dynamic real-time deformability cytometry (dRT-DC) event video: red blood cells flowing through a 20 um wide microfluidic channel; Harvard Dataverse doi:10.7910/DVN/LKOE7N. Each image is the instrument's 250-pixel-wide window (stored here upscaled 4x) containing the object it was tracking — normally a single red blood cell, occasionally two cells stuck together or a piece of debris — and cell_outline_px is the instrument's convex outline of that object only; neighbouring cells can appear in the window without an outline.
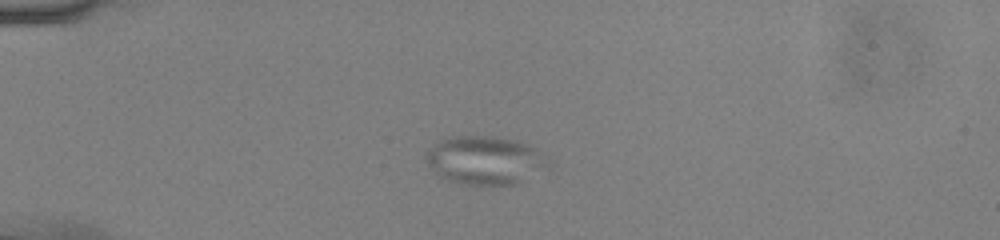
{"species": "common noctule bat (a hibernating species)", "species_latin": "Nyctalus noctula", "temperature_condition": "cold", "stored_images_in_passage": 39, "camera_frame_rate_fps": 3000, "um_per_image_px": 0.085, "animal": {"sex": "male", "body_mass_g": 13.0, "forearm_length_mm": 53.1}, "frame": {"image": 1, "passage_image": 1, "time_ms": 0.0, "image_size_px": [1000, 240], "cell_outline_px": [[552, 164], [548, 168], [516, 184], [468, 184], [448, 180], [432, 172], [424, 156], [440, 140], [452, 136], [484, 136], [512, 140], [528, 144], [548, 156]], "centroid_in_image_um": [41.27, 13.63], "position_along_channel_um": 43.7, "area_um2": 34.28}}
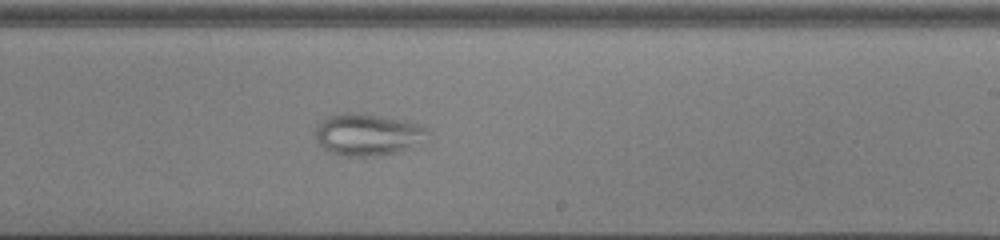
{"frame": {"image": 2, "passage_image": 20, "time_ms": 6.333, "image_size_px": [1000, 240], "cell_outline_px": [[432, 132], [408, 148], [392, 152], [372, 156], [340, 156], [328, 152], [320, 144], [316, 136], [316, 128], [328, 116], [348, 112], [352, 112], [380, 116], [404, 120], [420, 124], [428, 128]], "centroid_in_image_um": [31.24, 11.43], "position_along_channel_um": 257.8, "area_um2": 26.93}}
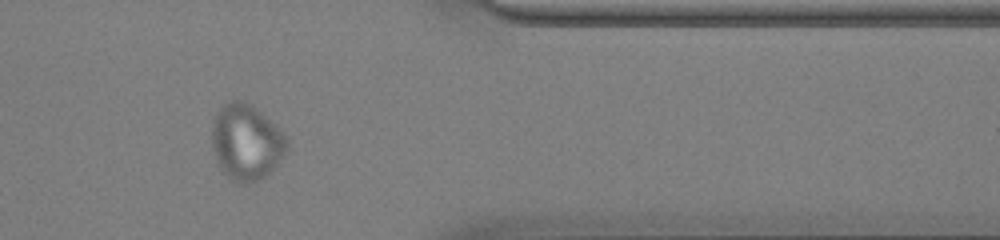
{"frame": {"image": 3, "passage_image": 31, "time_ms": 10.0, "image_size_px": [1000, 240], "cell_outline_px": [[288, 148], [276, 164], [260, 180], [248, 184], [240, 184], [232, 180], [224, 172], [216, 160], [212, 148], [212, 124], [220, 108], [228, 100], [240, 100], [252, 104], [288, 140]], "centroid_in_image_um": [20.9, 12.09], "position_along_channel_um": 390.5, "area_um2": 32.6}}